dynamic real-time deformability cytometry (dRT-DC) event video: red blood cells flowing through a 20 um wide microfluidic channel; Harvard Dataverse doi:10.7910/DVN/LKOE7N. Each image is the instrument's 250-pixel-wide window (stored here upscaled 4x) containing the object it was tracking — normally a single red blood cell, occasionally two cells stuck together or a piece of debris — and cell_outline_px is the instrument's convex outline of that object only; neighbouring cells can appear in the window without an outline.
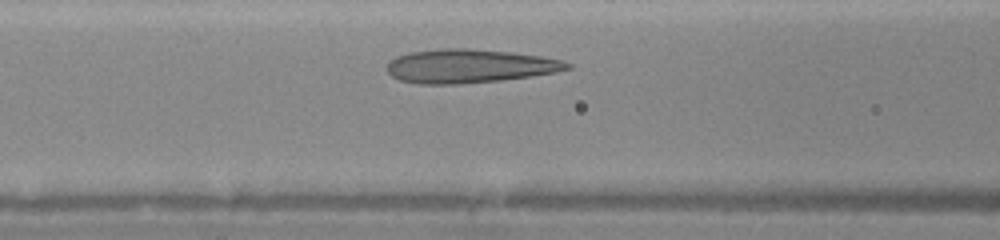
{"species": "human", "species_latin": "Homo sapiens", "temperature_condition": "warm", "stored_images_in_passage": 24, "camera_frame_rate_fps": 3000, "um_per_image_px": 0.085, "donor": {"sex": "female"}, "frame": {"image": 1, "passage_image": 6, "time_ms": 1.667, "image_size_px": [1000, 240], "cell_outline_px": [[572, 68], [556, 72], [532, 76], [500, 80], [460, 84], [420, 84], [400, 80], [392, 76], [384, 68], [388, 60], [396, 56], [408, 52], [444, 48], [468, 48], [508, 52], [540, 56], [560, 60], [572, 64]], "centroid_in_image_um": [39.84, 5.62], "position_along_channel_um": 126.8, "area_um2": 35.55}}
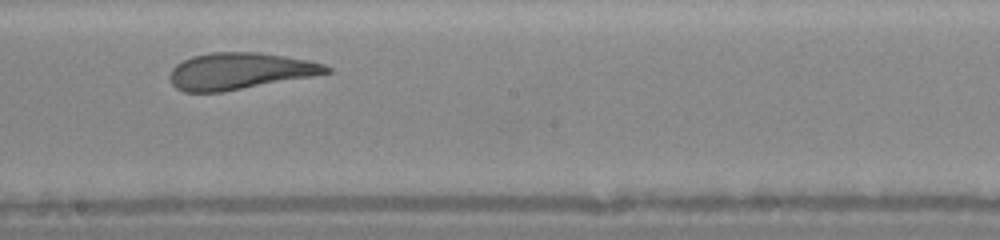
{"frame": {"image": 2, "passage_image": 13, "time_ms": 4.0, "image_size_px": [1000, 240], "cell_outline_px": [[332, 72], [312, 76], [224, 92], [184, 92], [176, 88], [172, 84], [168, 76], [172, 68], [176, 64], [192, 56], [212, 52], [256, 52], [284, 56], [308, 60], [324, 64], [332, 68]], "centroid_in_image_um": [20.36, 6.05], "position_along_channel_um": 227.8, "area_um2": 33.47}}
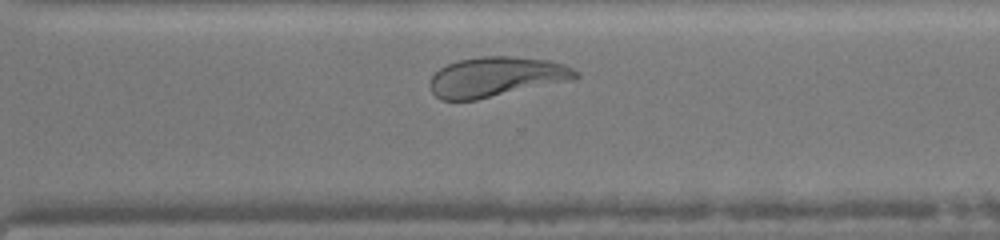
{"frame": {"image": 3, "passage_image": 20, "time_ms": 6.333, "image_size_px": [1000, 240], "cell_outline_px": [[580, 76], [572, 80], [476, 100], [440, 100], [432, 92], [428, 84], [432, 76], [440, 68], [448, 64], [460, 60], [480, 56], [512, 56], [548, 60], [564, 64], [580, 72]], "centroid_in_image_um": [42.18, 6.53], "position_along_channel_um": 328.4, "area_um2": 33.93}}